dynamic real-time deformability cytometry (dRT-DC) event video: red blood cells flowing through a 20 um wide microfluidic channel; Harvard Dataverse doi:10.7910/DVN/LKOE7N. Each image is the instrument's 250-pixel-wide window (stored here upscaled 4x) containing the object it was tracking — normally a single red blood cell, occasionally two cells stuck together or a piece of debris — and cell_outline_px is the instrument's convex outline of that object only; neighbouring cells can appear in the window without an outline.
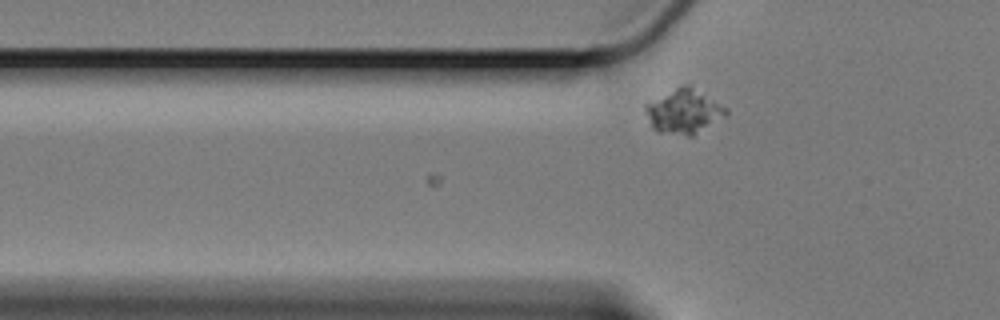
{"species": "Egyptian fruit bat (a non-hibernating species)", "species_latin": "Rousettus aegyptiacus", "temperature_condition": "cold", "stored_images_in_passage": 8, "camera_frame_rate_fps": 3000, "um_per_image_px": 0.085, "animal": {"sex": "female"}, "frame": {"image": 1, "passage_image": 8, "time_ms": 2.333, "image_size_px": [1000, 320], "cell_outline_px": [[728, 116], [692, 136], [688, 136], [660, 132], [652, 128], [644, 108], [644, 104], [680, 84], [688, 84], [728, 108]], "centroid_in_image_um": [58.14, 9.46], "position_along_channel_um": 67.7, "area_um2": 21.1}}